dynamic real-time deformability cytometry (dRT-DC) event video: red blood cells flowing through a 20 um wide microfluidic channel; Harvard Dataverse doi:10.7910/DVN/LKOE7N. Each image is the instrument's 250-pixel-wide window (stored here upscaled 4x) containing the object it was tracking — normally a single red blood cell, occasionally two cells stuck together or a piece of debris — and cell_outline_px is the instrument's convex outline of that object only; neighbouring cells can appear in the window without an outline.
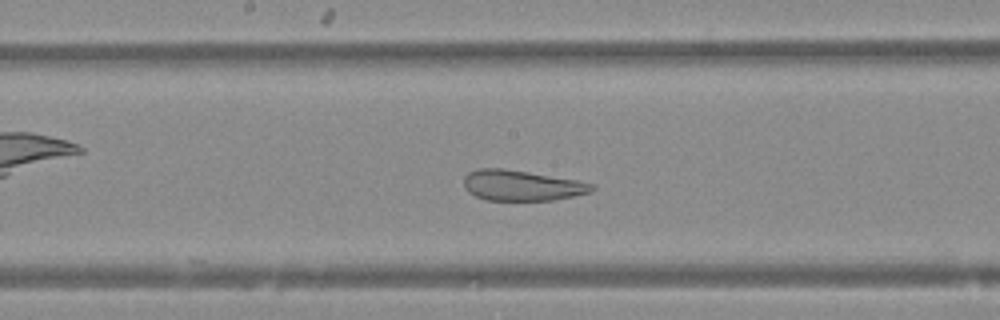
{"species": "Egyptian fruit bat (a non-hibernating species)", "species_latin": "Rousettus aegyptiacus", "temperature_condition": "warm", "stored_images_in_passage": 45, "camera_frame_rate_fps": 3000, "um_per_image_px": 0.085, "animal": {"sex": "female"}, "frame": {"image": 1, "passage_image": 20, "time_ms": 6.333, "image_size_px": [1000, 320], "cell_outline_px": [[596, 188], [592, 192], [552, 200], [484, 200], [468, 192], [464, 188], [464, 176], [468, 172], [480, 168], [500, 168], [528, 172], [576, 180], [592, 184]], "centroid_in_image_um": [44.31, 15.76], "position_along_channel_um": 203.9, "area_um2": 22.66}}
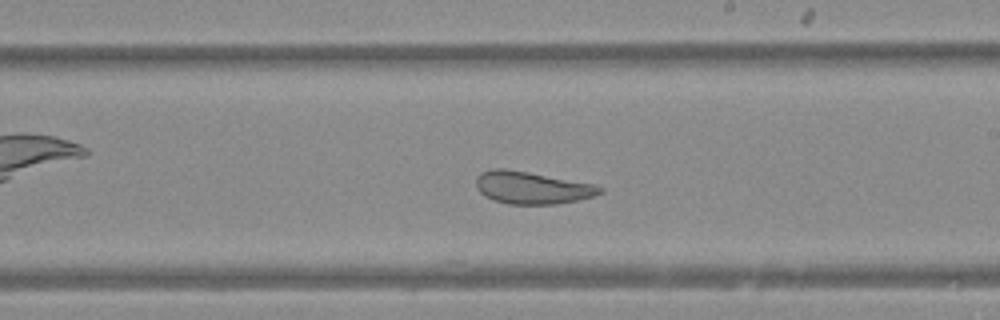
{"frame": {"image": 2, "passage_image": 23, "time_ms": 7.333, "image_size_px": [1000, 320], "cell_outline_px": [[604, 192], [596, 196], [556, 204], [508, 204], [492, 200], [484, 196], [480, 192], [476, 184], [476, 176], [480, 172], [492, 168], [504, 168], [528, 172], [596, 184], [604, 188]], "centroid_in_image_um": [45.23, 15.95], "position_along_channel_um": 243.8, "area_um2": 23.58}}
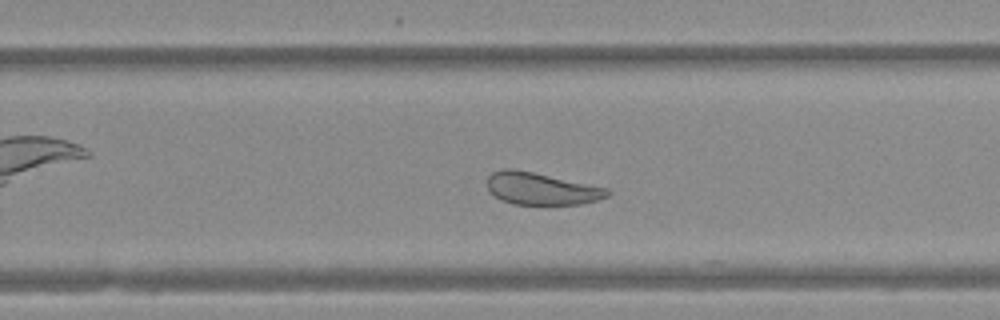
{"frame": {"image": 3, "passage_image": 26, "time_ms": 8.333, "image_size_px": [1000, 320], "cell_outline_px": [[612, 192], [608, 196], [596, 200], [580, 204], [512, 204], [500, 200], [488, 188], [488, 176], [492, 172], [504, 168], [512, 168], [532, 172], [608, 188]], "centroid_in_image_um": [46.01, 16.03], "position_along_channel_um": 283.8, "area_um2": 22.31}}